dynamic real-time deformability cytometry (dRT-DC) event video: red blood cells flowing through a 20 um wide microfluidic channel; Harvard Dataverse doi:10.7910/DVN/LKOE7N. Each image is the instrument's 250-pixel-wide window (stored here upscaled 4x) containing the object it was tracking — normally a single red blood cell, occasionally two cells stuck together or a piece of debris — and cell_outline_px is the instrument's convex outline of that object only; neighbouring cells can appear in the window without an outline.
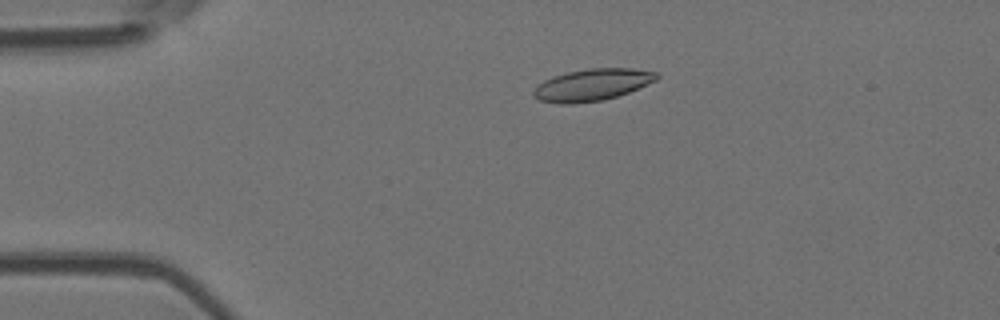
{"species": "Egyptian fruit bat (a non-hibernating species)", "species_latin": "Rousettus aegyptiacus", "temperature_condition": "room temperature", "stored_images_in_passage": 14, "camera_frame_rate_fps": 3000, "um_per_image_px": 0.085, "animal": {"sex": "female"}, "frame": {"image": 1, "passage_image": 10, "time_ms": 3.0, "image_size_px": [1000, 320], "cell_outline_px": [[660, 76], [656, 80], [628, 92], [604, 100], [572, 104], [560, 104], [540, 100], [532, 96], [532, 92], [536, 84], [552, 76], [568, 72], [588, 68], [632, 68], [656, 72]], "centroid_in_image_um": [50.28, 7.21], "position_along_channel_um": 34.7, "area_um2": 22.95}}